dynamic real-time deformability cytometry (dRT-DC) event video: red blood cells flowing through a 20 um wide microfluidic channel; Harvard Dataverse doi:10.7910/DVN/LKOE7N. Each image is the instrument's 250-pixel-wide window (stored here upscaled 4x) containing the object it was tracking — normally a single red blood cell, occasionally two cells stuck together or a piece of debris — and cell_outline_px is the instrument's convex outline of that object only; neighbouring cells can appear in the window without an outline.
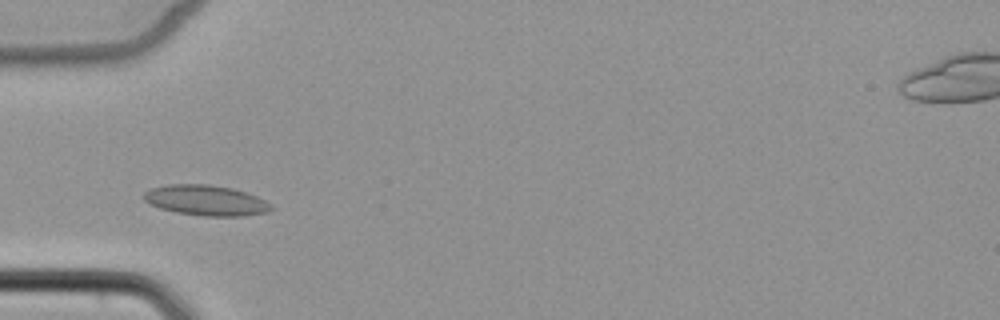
{"species": "common noctule bat (a hibernating species)", "species_latin": "Nyctalus noctula", "temperature_condition": "cold", "stored_images_in_passage": 4, "camera_frame_rate_fps": 3000, "um_per_image_px": 0.085, "animal": {"sex": "female", "body_mass_g": 22.7, "forearm_length_mm": 54.2}, "frame": {"image": 1, "passage_image": 1, "time_ms": 0.0, "image_size_px": [1000, 320], "cell_outline_px": [[276, 208], [268, 212], [244, 216], [204, 216], [176, 212], [160, 208], [148, 204], [144, 200], [144, 192], [152, 188], [168, 184], [208, 184], [232, 188], [256, 196], [272, 204]], "centroid_in_image_um": [17.52, 17.03], "position_along_channel_um": 67.5, "area_um2": 22.66}}
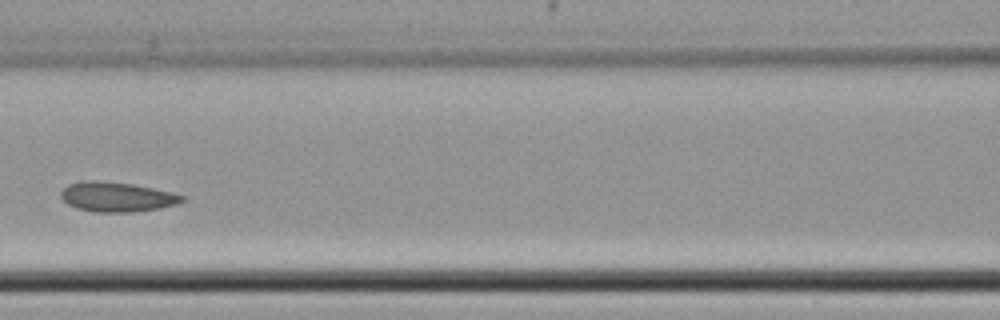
{"frame": {"image": 2, "passage_image": 3, "time_ms": 2.333, "image_size_px": [1000, 320], "cell_outline_px": [[184, 200], [176, 204], [160, 208], [136, 212], [92, 212], [76, 208], [68, 204], [60, 196], [60, 192], [68, 184], [84, 180], [96, 180], [132, 184], [172, 192], [184, 196]], "centroid_in_image_um": [9.9, 16.74], "position_along_channel_um": 156.7, "area_um2": 21.04}}
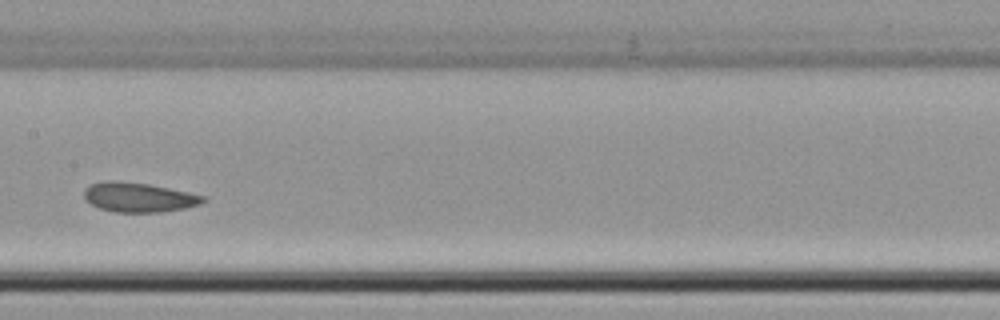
{"frame": {"image": 3, "passage_image": 4, "time_ms": 3.333, "image_size_px": [1000, 320], "cell_outline_px": [[208, 200], [200, 204], [184, 208], [160, 212], [112, 212], [100, 208], [84, 200], [84, 188], [88, 184], [104, 180], [120, 180], [148, 184], [188, 192], [204, 196]], "centroid_in_image_um": [11.74, 16.75], "position_along_channel_um": 195.7, "area_um2": 20.69}}